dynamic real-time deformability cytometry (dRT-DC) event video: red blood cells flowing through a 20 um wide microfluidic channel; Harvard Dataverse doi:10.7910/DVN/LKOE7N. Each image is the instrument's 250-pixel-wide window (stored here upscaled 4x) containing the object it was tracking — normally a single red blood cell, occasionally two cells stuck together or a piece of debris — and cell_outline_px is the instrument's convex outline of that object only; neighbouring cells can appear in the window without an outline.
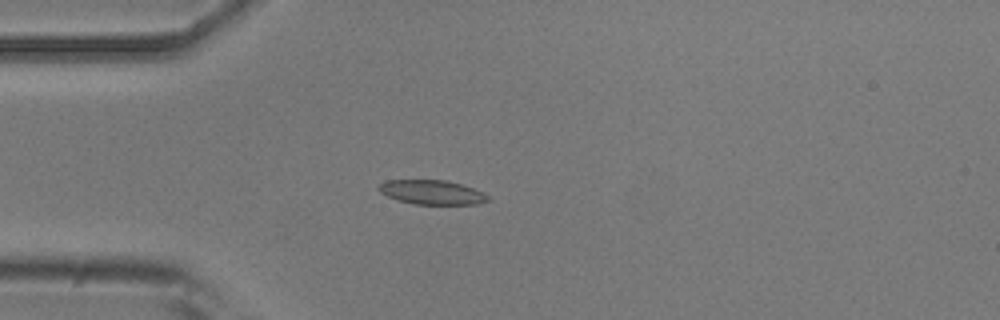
{"species": "common noctule bat (a hibernating species)", "species_latin": "Nyctalus noctula", "temperature_condition": "room temperature", "stored_images_in_passage": 4, "camera_frame_rate_fps": 3000, "um_per_image_px": 0.085, "animal": {"sex": "male", "body_mass_g": 20.5, "forearm_length_mm": 52.5}, "frame": {"image": 1, "passage_image": 3, "time_ms": 0.667, "image_size_px": [1000, 320], "cell_outline_px": [[492, 200], [476, 204], [416, 204], [400, 200], [388, 196], [380, 192], [376, 188], [384, 180], [448, 180], [484, 192]], "centroid_in_image_um": [36.73, 16.33], "position_along_channel_um": 48.3, "area_um2": 15.43}}